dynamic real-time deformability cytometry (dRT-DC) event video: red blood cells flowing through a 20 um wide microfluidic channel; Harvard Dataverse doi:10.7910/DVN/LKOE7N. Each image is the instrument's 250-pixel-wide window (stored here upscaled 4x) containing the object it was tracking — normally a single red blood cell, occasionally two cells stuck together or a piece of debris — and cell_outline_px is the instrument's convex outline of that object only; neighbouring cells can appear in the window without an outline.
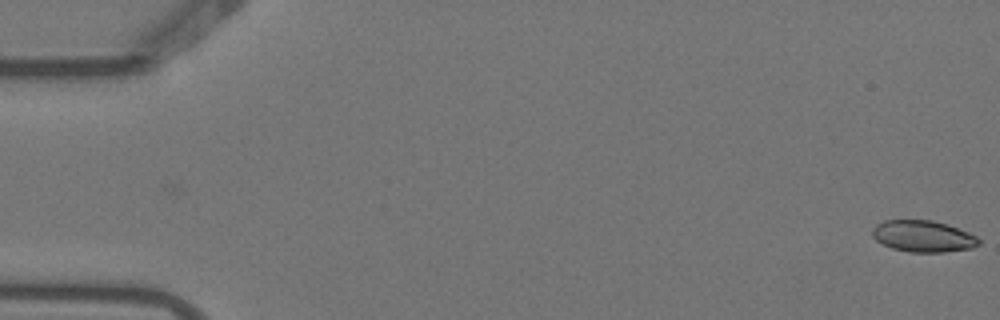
{"species": "Egyptian fruit bat (a non-hibernating species)", "species_latin": "Rousettus aegyptiacus", "temperature_condition": "warm", "stored_images_in_passage": 5, "camera_frame_rate_fps": 3000, "um_per_image_px": 0.085, "animal": {"sex": "female"}, "frame": {"image": 1, "passage_image": 1, "time_ms": 0.0, "image_size_px": [1000, 320], "cell_outline_px": [[980, 244], [972, 248], [944, 252], [908, 252], [892, 248], [876, 240], [872, 236], [872, 228], [876, 224], [884, 220], [932, 220], [948, 224], [968, 232], [976, 236], [980, 240]], "centroid_in_image_um": [78.46, 20.08], "position_along_channel_um": 6.5, "area_um2": 19.65}}
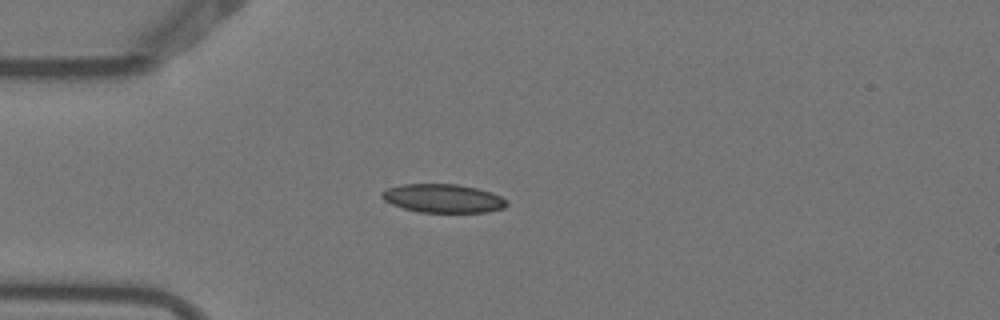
{"frame": {"image": 2, "passage_image": 5, "time_ms": 1.333, "image_size_px": [1000, 320], "cell_outline_px": [[508, 204], [504, 208], [488, 212], [420, 212], [404, 208], [392, 204], [384, 200], [380, 196], [380, 192], [388, 188], [404, 184], [456, 184], [476, 188], [492, 192], [508, 200]], "centroid_in_image_um": [37.68, 16.86], "position_along_channel_um": 47.3, "area_um2": 20.81}}